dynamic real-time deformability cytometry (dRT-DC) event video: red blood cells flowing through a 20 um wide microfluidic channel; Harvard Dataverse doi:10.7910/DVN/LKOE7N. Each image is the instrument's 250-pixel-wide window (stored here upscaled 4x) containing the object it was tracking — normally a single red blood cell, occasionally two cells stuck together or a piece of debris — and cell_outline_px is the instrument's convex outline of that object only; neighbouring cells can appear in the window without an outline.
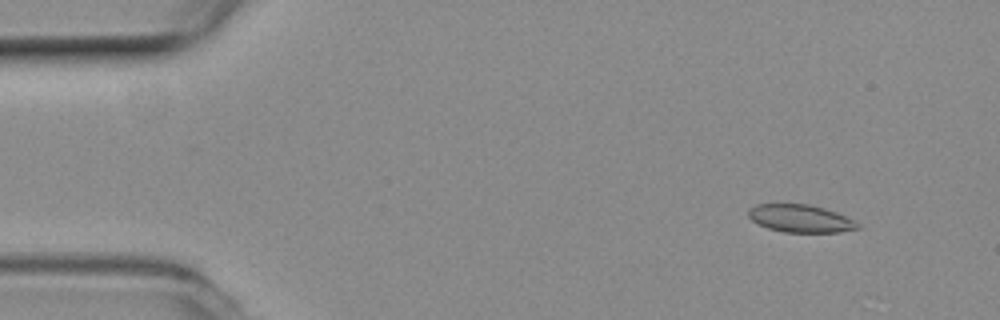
{"species": "common noctule bat (a hibernating species)", "species_latin": "Nyctalus noctula", "temperature_condition": "room temperature", "stored_images_in_passage": 3, "camera_frame_rate_fps": 3000, "um_per_image_px": 0.085, "animal": {"sex": "female", "body_mass_g": 19.3, "forearm_length_mm": 54.1}, "frame": {"image": 1, "passage_image": 1, "time_ms": 0.0, "image_size_px": [1000, 320], "cell_outline_px": [[860, 228], [840, 232], [784, 232], [768, 228], [752, 220], [748, 216], [748, 208], [756, 204], [812, 204], [836, 212], [860, 224]], "centroid_in_image_um": [68.03, 18.56], "position_along_channel_um": 17.0, "area_um2": 17.57}}
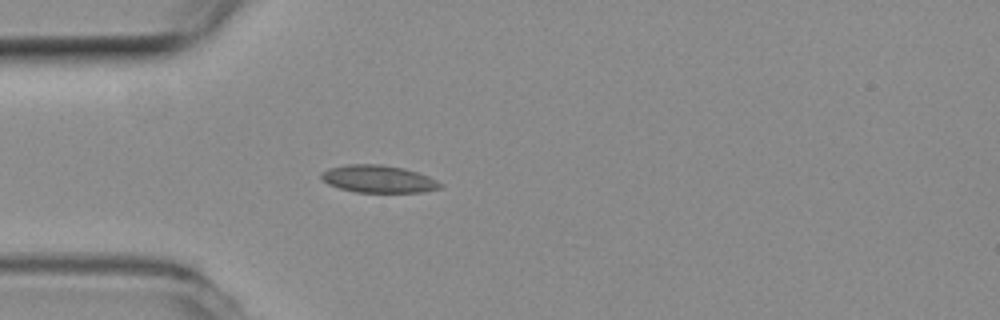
{"frame": {"image": 2, "passage_image": 3, "time_ms": 0.667, "image_size_px": [1000, 320], "cell_outline_px": [[444, 184], [440, 188], [424, 192], [356, 192], [340, 188], [328, 184], [320, 176], [320, 172], [328, 168], [344, 164], [380, 164], [404, 168], [428, 176]], "centroid_in_image_um": [32.15, 15.2], "position_along_channel_um": 52.9, "area_um2": 19.07}}